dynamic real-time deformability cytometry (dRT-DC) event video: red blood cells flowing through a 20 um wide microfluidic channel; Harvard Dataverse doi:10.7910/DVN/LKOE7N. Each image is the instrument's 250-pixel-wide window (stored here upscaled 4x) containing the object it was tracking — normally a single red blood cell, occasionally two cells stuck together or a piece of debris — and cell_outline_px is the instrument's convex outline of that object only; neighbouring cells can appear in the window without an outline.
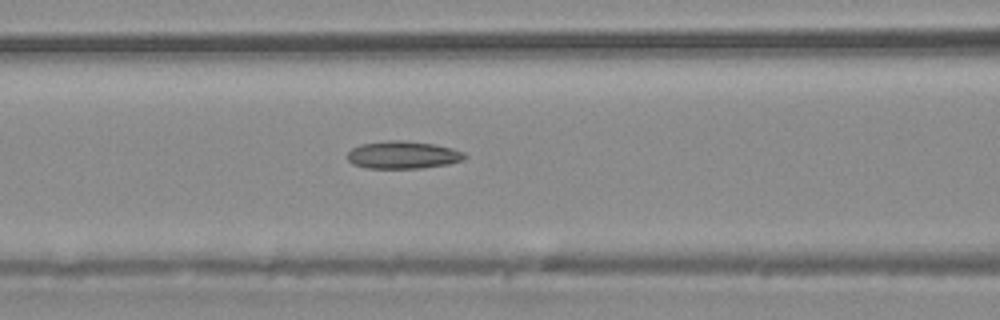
{"species": "common noctule bat (a hibernating species)", "species_latin": "Nyctalus noctula", "temperature_condition": "warm", "stored_images_in_passage": 5, "camera_frame_rate_fps": 3000, "um_per_image_px": 0.085, "animal": {"sex": "male", "body_mass_g": 20.4}, "frame": {"image": 1, "passage_image": 5, "time_ms": 4.667, "image_size_px": [1000, 320], "cell_outline_px": [[468, 156], [464, 160], [448, 164], [420, 168], [368, 168], [352, 164], [348, 160], [348, 152], [352, 148], [360, 144], [388, 140], [404, 140], [432, 144], [452, 148], [464, 152]], "centroid_in_image_um": [34.26, 13.16], "position_along_channel_um": 132.3, "area_um2": 18.9}}